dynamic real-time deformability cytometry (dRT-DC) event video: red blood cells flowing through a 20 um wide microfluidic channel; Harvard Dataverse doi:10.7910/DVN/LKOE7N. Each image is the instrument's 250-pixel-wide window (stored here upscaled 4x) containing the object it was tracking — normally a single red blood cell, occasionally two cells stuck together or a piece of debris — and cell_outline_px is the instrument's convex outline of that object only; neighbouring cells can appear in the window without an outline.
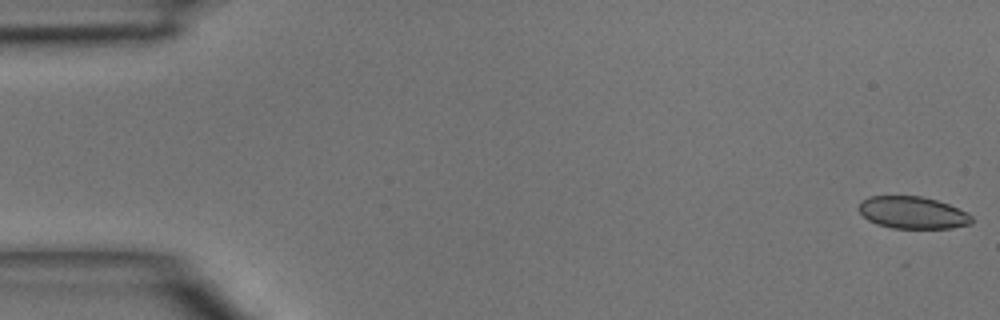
{"species": "common noctule bat (a hibernating species)", "species_latin": "Nyctalus noctula", "temperature_condition": "room temperature", "stored_images_in_passage": 46, "camera_frame_rate_fps": 3000, "um_per_image_px": 0.085, "animal": {"sex": "male", "body_mass_g": 15.6}, "frame": {"image": 1, "passage_image": 1, "time_ms": 0.0, "image_size_px": [1000, 320], "cell_outline_px": [[972, 220], [968, 224], [952, 228], [892, 228], [876, 224], [868, 220], [856, 208], [860, 200], [868, 196], [920, 196], [936, 200], [948, 204], [968, 212], [972, 216]], "centroid_in_image_um": [77.52, 18.06], "position_along_channel_um": 7.5, "area_um2": 21.27}}
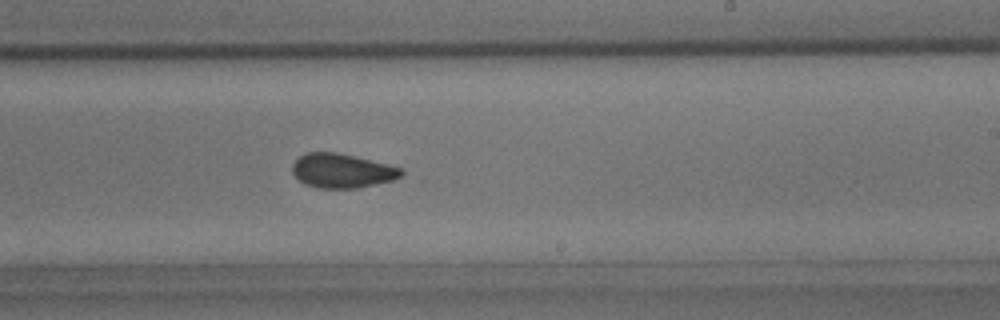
{"frame": {"image": 2, "passage_image": 28, "time_ms": 9.0, "image_size_px": [1000, 320], "cell_outline_px": [[404, 176], [392, 180], [356, 188], [316, 188], [304, 184], [292, 172], [292, 164], [304, 152], [336, 152], [388, 164], [404, 168]], "centroid_in_image_um": [29.08, 14.51], "position_along_channel_um": 259.9, "area_um2": 21.79}}
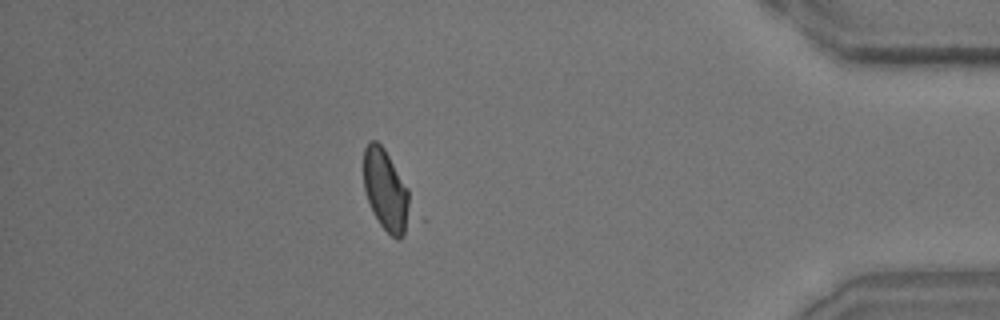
{"frame": {"image": 3, "passage_image": 41, "time_ms": 13.333, "image_size_px": [1000, 320], "cell_outline_px": [[412, 220], [404, 236], [400, 240], [396, 240], [380, 224], [372, 212], [364, 188], [364, 148], [368, 140], [376, 140], [384, 148], [408, 188]], "centroid_in_image_um": [32.83, 16.23], "position_along_channel_um": 402.4, "area_um2": 22.37}}